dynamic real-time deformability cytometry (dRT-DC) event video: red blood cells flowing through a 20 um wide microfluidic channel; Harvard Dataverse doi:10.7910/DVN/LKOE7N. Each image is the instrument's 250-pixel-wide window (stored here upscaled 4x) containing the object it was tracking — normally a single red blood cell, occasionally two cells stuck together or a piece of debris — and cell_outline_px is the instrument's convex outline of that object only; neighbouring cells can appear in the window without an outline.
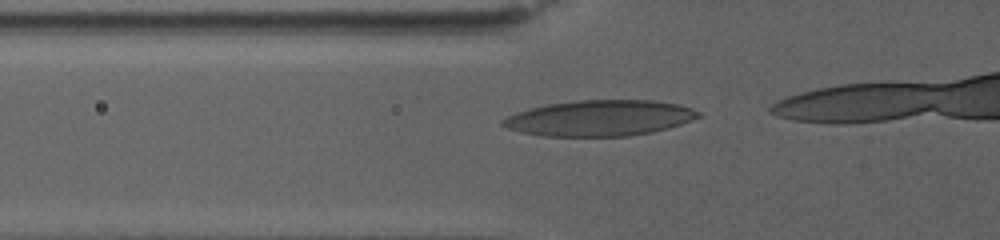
{"species": "human", "species_latin": "Homo sapiens", "temperature_condition": "warm", "stored_images_in_passage": 30, "camera_frame_rate_fps": 3000, "um_per_image_px": 0.085, "donor": {"sex": "female"}, "frame": {"image": 1, "passage_image": 22, "time_ms": 6.0, "image_size_px": [1000, 240], "cell_outline_px": [[700, 116], [692, 120], [668, 128], [652, 132], [628, 136], [544, 136], [524, 132], [508, 128], [500, 124], [500, 120], [516, 112], [548, 104], [576, 100], [656, 100], [680, 104], [692, 108], [700, 112]], "centroid_in_image_um": [51.0, 10.03], "position_along_channel_um": 74.8, "area_um2": 40.75}}
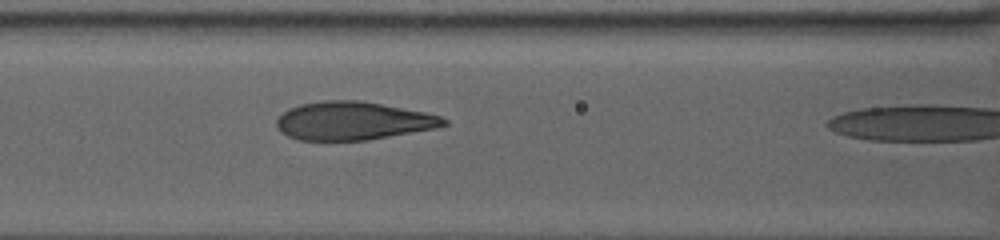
{"frame": {"image": 2, "passage_image": 29, "time_ms": 8.333, "image_size_px": [1000, 240], "cell_outline_px": [[448, 124], [436, 128], [368, 140], [296, 140], [280, 132], [276, 128], [276, 120], [288, 108], [300, 104], [324, 100], [356, 100], [380, 104], [424, 112], [440, 116], [448, 120]], "centroid_in_image_um": [29.97, 10.28], "position_along_channel_um": 136.6, "area_um2": 37.17}}